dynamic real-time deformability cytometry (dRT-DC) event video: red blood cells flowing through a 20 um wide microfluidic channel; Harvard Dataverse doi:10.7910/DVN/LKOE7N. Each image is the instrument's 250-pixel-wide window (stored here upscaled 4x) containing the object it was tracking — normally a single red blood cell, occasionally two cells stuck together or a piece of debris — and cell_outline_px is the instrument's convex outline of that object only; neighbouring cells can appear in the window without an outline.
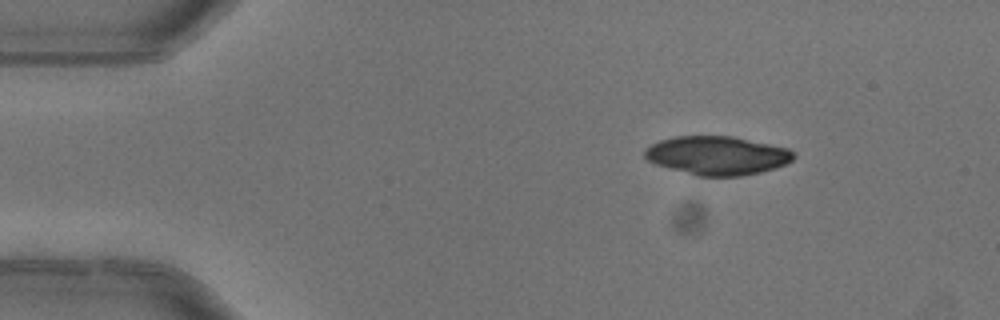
{"species": "common noctule bat (a hibernating species)", "species_latin": "Nyctalus noctula", "temperature_condition": "warm", "stored_images_in_passage": 3, "camera_frame_rate_fps": 3000, "um_per_image_px": 0.085, "animal": {"sex": "female"}, "frame": {"image": 1, "passage_image": 1, "time_ms": 0.0, "image_size_px": [1000, 320], "cell_outline_px": [[796, 156], [792, 160], [776, 168], [760, 172], [740, 176], [696, 176], [656, 164], [648, 160], [644, 156], [644, 148], [660, 140], [676, 136], [732, 136], [788, 148], [796, 152]], "centroid_in_image_um": [60.97, 13.22], "position_along_channel_um": 24.0, "area_um2": 33.58}}